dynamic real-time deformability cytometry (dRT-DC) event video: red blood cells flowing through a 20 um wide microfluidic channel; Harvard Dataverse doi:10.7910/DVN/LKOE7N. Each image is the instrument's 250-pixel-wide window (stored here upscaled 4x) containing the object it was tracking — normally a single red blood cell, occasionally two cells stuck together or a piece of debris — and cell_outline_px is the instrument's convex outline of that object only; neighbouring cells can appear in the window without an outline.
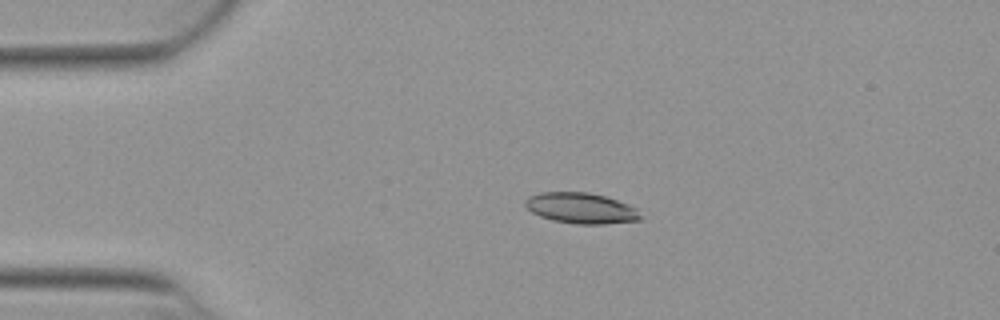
{"species": "Egyptian fruit bat (a non-hibernating species)", "species_latin": "Rousettus aegyptiacus", "temperature_condition": "warm", "stored_images_in_passage": 53, "camera_frame_rate_fps": 3000, "um_per_image_px": 0.085, "animal": {"sex": "female"}, "frame": {"image": 1, "passage_image": 12, "time_ms": 3.667, "image_size_px": [1000, 320], "cell_outline_px": [[644, 220], [604, 224], [576, 224], [552, 220], [540, 216], [532, 212], [524, 204], [524, 200], [528, 196], [540, 192], [588, 192], [604, 196], [628, 204], [636, 208], [644, 216]], "centroid_in_image_um": [49.42, 17.7], "position_along_channel_um": 35.6, "area_um2": 20.87}}
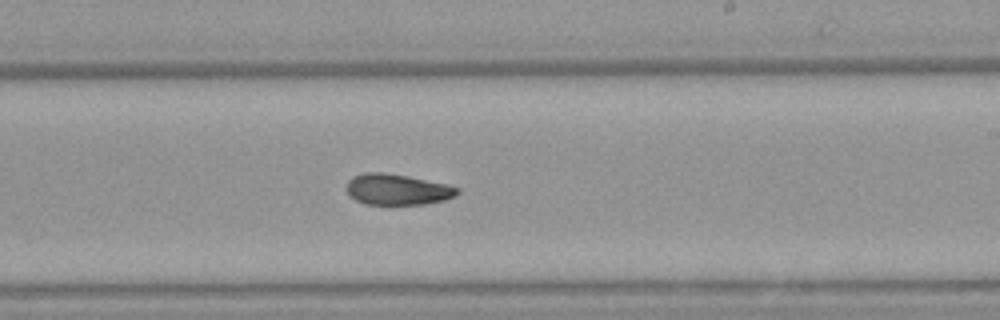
{"frame": {"image": 2, "passage_image": 32, "time_ms": 10.333, "image_size_px": [1000, 320], "cell_outline_px": [[460, 192], [456, 196], [444, 200], [424, 204], [364, 204], [356, 200], [348, 192], [348, 180], [352, 176], [364, 172], [384, 172], [408, 176], [448, 184], [460, 188]], "centroid_in_image_um": [33.81, 16.09], "position_along_channel_um": 255.2, "area_um2": 20.0}}
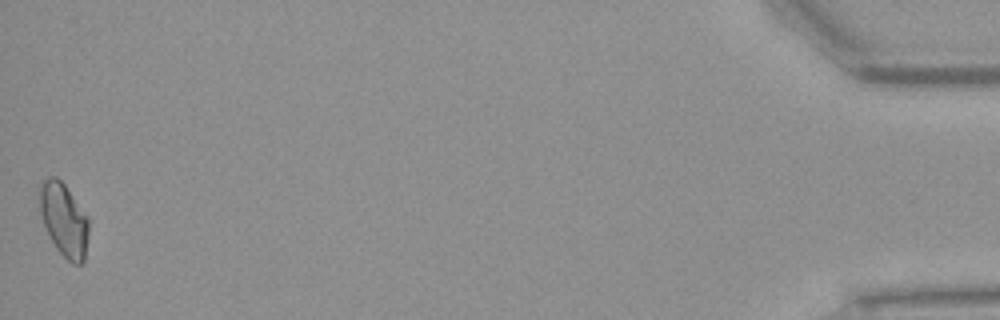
{"frame": {"image": 3, "passage_image": 53, "time_ms": 17.333, "image_size_px": [1000, 320], "cell_outline_px": [[88, 236], [84, 260], [80, 264], [72, 264], [56, 248], [40, 216], [40, 184], [48, 176], [56, 176], [64, 184], [88, 216]], "centroid_in_image_um": [5.44, 18.67], "position_along_channel_um": 429.8, "area_um2": 20.75}, "authors_computed_cell_mechanics": {"area_um2": 20.4034, "velocity_mm_per_s": 3.8862, "shape_relaxation_time_tau1_ms": null, "shape_relaxation_time_tau2_ms": 4.7403, "deformation_change_tau1": null, "deformation_change_tau2": 0.1011}}